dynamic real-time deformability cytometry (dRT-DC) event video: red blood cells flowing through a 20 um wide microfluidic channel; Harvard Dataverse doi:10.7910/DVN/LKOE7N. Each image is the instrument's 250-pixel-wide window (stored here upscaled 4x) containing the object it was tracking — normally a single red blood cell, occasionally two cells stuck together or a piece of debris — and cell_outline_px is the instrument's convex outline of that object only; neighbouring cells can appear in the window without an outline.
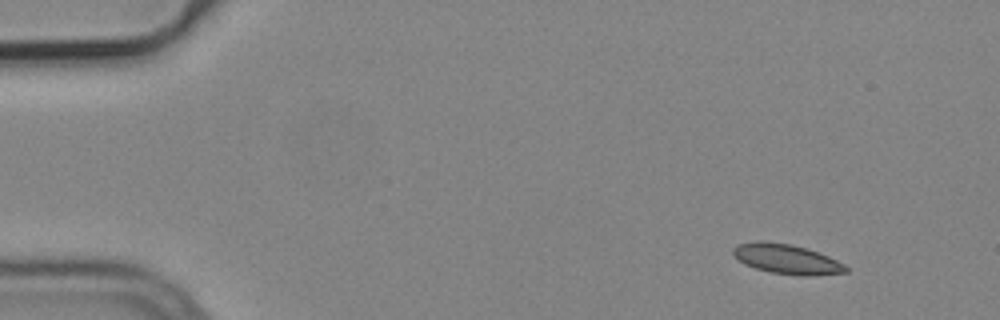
{"species": "common noctule bat (a hibernating species)", "species_latin": "Nyctalus noctula", "temperature_condition": "cold", "stored_images_in_passage": 50, "camera_frame_rate_fps": 3000, "um_per_image_px": 0.085, "animal": {"sex": "male", "body_mass_g": 19.2, "forearm_length_mm": 51.8}, "frame": {"image": 1, "passage_image": 1, "time_ms": 0.0, "image_size_px": [1000, 320], "cell_outline_px": [[848, 272], [812, 276], [804, 276], [772, 272], [756, 268], [744, 264], [732, 252], [732, 248], [736, 244], [756, 240], [764, 240], [792, 244], [808, 248], [828, 256], [844, 264], [848, 268]], "centroid_in_image_um": [66.87, 22.0], "position_along_channel_um": 18.1, "area_um2": 19.71}}
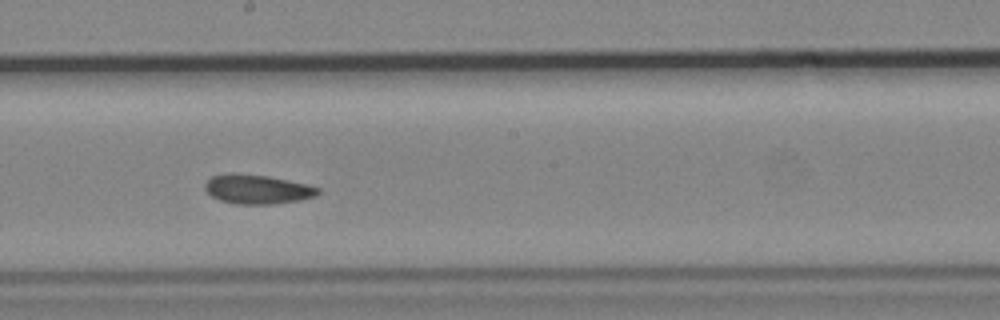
{"frame": {"image": 2, "passage_image": 26, "time_ms": 8.333, "image_size_px": [1000, 320], "cell_outline_px": [[320, 192], [316, 196], [300, 200], [272, 204], [236, 204], [220, 200], [212, 196], [204, 188], [204, 184], [212, 176], [228, 172], [232, 172], [268, 176], [308, 184], [320, 188]], "centroid_in_image_um": [21.87, 16.07], "position_along_channel_um": 226.3, "area_um2": 19.42}}
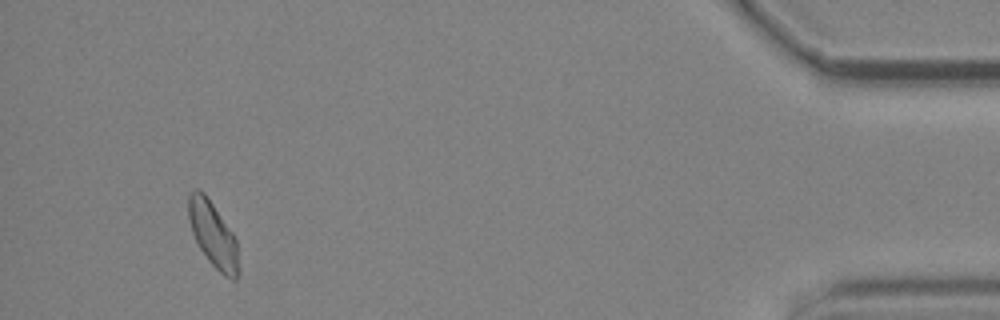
{"frame": {"image": 3, "passage_image": 47, "time_ms": 15.333, "image_size_px": [1000, 320], "cell_outline_px": [[240, 272], [236, 280], [232, 280], [224, 276], [208, 260], [200, 248], [192, 232], [188, 216], [188, 196], [196, 188], [200, 188], [204, 192], [232, 232], [236, 240]], "centroid_in_image_um": [18.12, 19.96], "position_along_channel_um": 417.1, "area_um2": 19.02}, "authors_computed_cell_mechanics": {"area_um2": 19.2185, "velocity_mm_per_s": 3.7438, "shape_relaxation_time_tau1_ms": 4.8737, "shape_relaxation_time_tau2_ms": 6.0505, "deformation_change_tau1": 0.1114, "deformation_change_tau2": 0.1113}}